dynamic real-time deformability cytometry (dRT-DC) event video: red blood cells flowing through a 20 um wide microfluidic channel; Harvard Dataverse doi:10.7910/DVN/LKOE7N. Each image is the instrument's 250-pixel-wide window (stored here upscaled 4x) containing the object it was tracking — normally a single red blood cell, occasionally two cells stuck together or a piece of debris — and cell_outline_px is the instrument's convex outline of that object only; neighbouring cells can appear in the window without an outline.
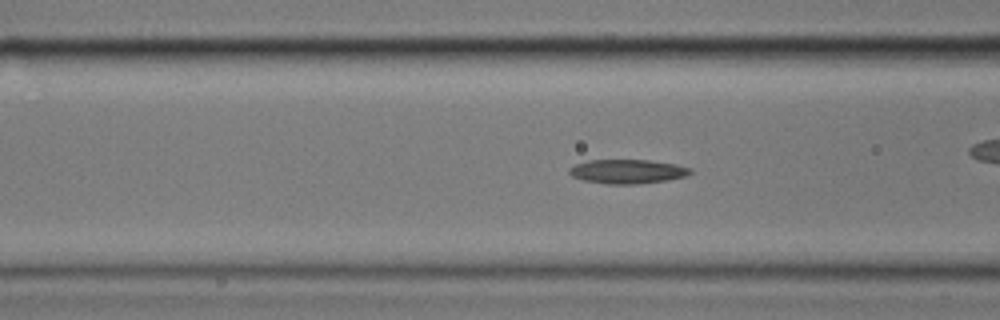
{"species": "common noctule bat (a hibernating species)", "species_latin": "Nyctalus noctula", "temperature_condition": "cold", "stored_images_in_passage": 43, "camera_frame_rate_fps": 3000, "um_per_image_px": 0.085, "animal": {"sex": "male", "body_mass_g": 17.9}, "frame": {"image": 1, "passage_image": 7, "time_ms": 2.0, "image_size_px": [1000, 320], "cell_outline_px": [[692, 172], [688, 176], [668, 180], [636, 184], [608, 184], [584, 180], [572, 176], [568, 172], [568, 168], [576, 164], [588, 160], [648, 160], [676, 164], [692, 168]], "centroid_in_image_um": [53.36, 14.57], "position_along_channel_um": 113.2, "area_um2": 17.11}}
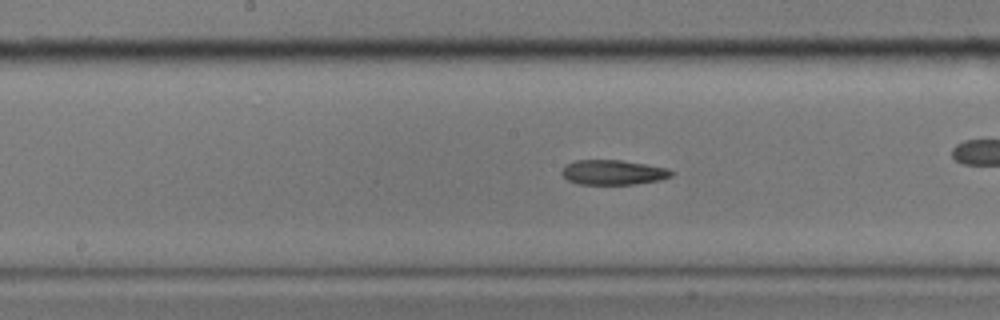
{"frame": {"image": 2, "passage_image": 14, "time_ms": 4.333, "image_size_px": [1000, 320], "cell_outline_px": [[676, 172], [672, 176], [660, 180], [636, 184], [576, 184], [568, 180], [560, 172], [568, 164], [576, 160], [620, 160], [668, 168]], "centroid_in_image_um": [52.15, 14.66], "position_along_channel_um": 196.0, "area_um2": 15.84}}
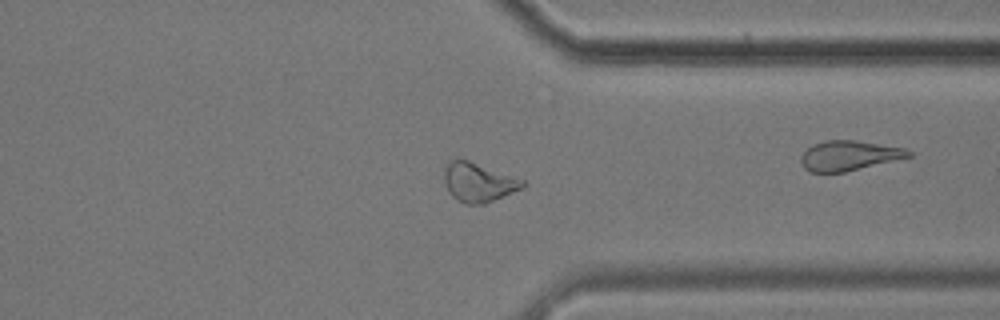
{"frame": {"image": 3, "passage_image": 29, "time_ms": 9.333, "image_size_px": [1000, 320], "cell_outline_px": [[524, 188], [484, 204], [464, 204], [456, 200], [448, 192], [444, 184], [444, 168], [448, 160], [456, 156], [468, 160], [524, 180]], "centroid_in_image_um": [40.6, 15.48], "position_along_channel_um": 370.8, "area_um2": 18.21}}